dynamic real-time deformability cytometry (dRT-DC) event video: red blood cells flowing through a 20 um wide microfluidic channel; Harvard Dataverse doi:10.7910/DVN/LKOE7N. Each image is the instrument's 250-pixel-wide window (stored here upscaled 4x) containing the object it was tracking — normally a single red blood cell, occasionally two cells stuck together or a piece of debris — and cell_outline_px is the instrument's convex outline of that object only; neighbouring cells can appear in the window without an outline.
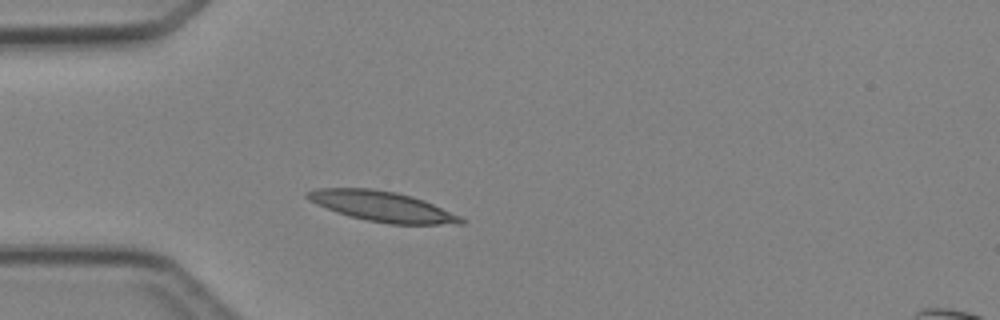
{"species": "Egyptian fruit bat (a non-hibernating species)", "species_latin": "Rousettus aegyptiacus", "temperature_condition": "cold", "stored_images_in_passage": 2, "camera_frame_rate_fps": 3000, "um_per_image_px": 0.085, "animal": {"sex": "female"}, "frame": {"image": 1, "passage_image": 2, "time_ms": 1.0, "image_size_px": [1000, 320], "cell_outline_px": [[468, 220], [464, 224], [388, 224], [348, 216], [336, 212], [316, 204], [308, 200], [304, 196], [304, 192], [316, 188], [368, 188], [396, 192], [412, 196], [424, 200], [460, 216]], "centroid_in_image_um": [32.47, 17.54], "position_along_channel_um": 52.5, "area_um2": 27.17}}